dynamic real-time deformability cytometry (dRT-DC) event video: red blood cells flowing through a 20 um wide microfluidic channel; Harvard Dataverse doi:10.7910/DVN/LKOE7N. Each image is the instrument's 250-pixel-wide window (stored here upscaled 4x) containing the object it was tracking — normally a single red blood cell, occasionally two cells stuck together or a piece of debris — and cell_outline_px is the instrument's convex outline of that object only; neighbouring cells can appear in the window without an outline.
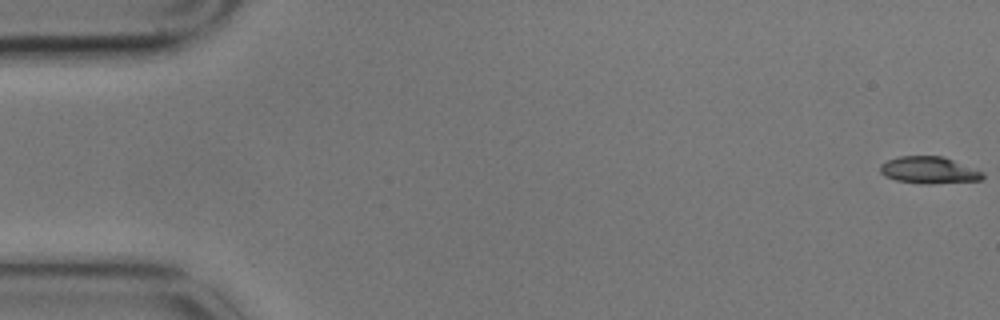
{"species": "common noctule bat (a hibernating species)", "species_latin": "Nyctalus noctula", "temperature_condition": "cold", "stored_images_in_passage": 4, "camera_frame_rate_fps": 3000, "um_per_image_px": 0.085, "animal": {"sex": "male", "body_mass_g": 17.9}, "frame": {"image": 1, "passage_image": 1, "time_ms": 0.0, "image_size_px": [1000, 320], "cell_outline_px": [[984, 176], [980, 180], [932, 184], [924, 184], [896, 180], [884, 176], [880, 172], [880, 164], [888, 160], [900, 156], [944, 156], [984, 172]], "centroid_in_image_um": [78.96, 14.46], "position_along_channel_um": 6.0, "area_um2": 16.13}}
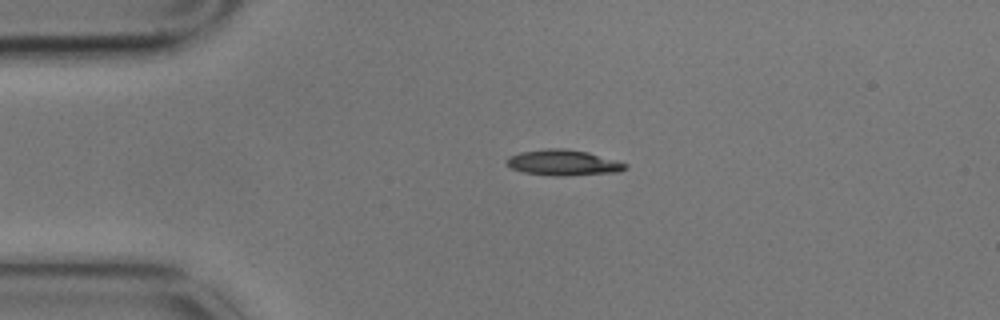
{"frame": {"image": 2, "passage_image": 3, "time_ms": 0.667, "image_size_px": [1000, 320], "cell_outline_px": [[628, 168], [620, 172], [564, 176], [552, 176], [524, 172], [512, 168], [504, 160], [508, 156], [520, 152], [548, 148], [564, 148], [588, 152], [628, 164]], "centroid_in_image_um": [47.88, 13.83], "position_along_channel_um": 37.1, "area_um2": 17.86}}